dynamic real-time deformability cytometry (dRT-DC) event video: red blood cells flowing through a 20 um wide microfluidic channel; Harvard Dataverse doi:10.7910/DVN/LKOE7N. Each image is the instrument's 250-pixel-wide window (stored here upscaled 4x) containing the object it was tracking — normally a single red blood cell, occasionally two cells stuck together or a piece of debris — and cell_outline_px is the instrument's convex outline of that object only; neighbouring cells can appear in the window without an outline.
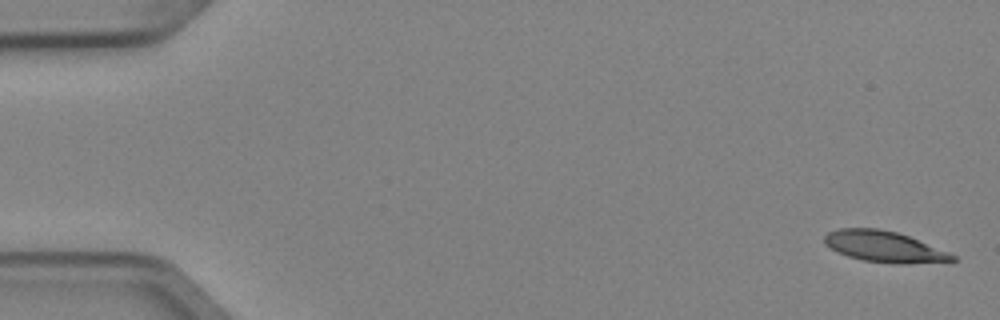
{"species": "Egyptian fruit bat (a non-hibernating species)", "species_latin": "Rousettus aegyptiacus", "temperature_condition": "cold", "stored_images_in_passage": 4, "camera_frame_rate_fps": 3000, "um_per_image_px": 0.085, "animal": {"sex": "female"}, "frame": {"image": 1, "passage_image": 1, "time_ms": 0.0, "image_size_px": [1000, 320], "cell_outline_px": [[956, 260], [904, 264], [892, 264], [864, 260], [848, 256], [836, 252], [824, 244], [824, 236], [828, 232], [840, 228], [876, 228], [896, 232], [908, 236], [948, 252], [956, 256]], "centroid_in_image_um": [75.1, 20.96], "position_along_channel_um": 9.9, "area_um2": 22.95}}
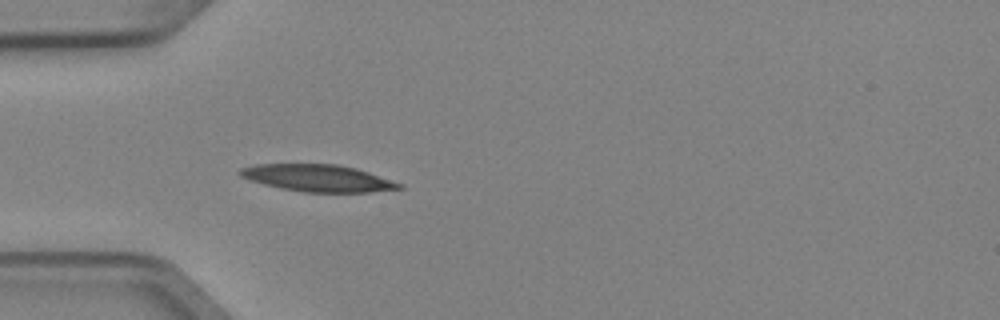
{"frame": {"image": 2, "passage_image": 4, "time_ms": 1.0, "image_size_px": [1000, 320], "cell_outline_px": [[404, 188], [368, 192], [304, 192], [280, 188], [264, 184], [240, 176], [236, 172], [240, 168], [256, 164], [336, 164], [356, 168], [404, 184]], "centroid_in_image_um": [27.02, 15.13], "position_along_channel_um": 58.0, "area_um2": 24.97}}